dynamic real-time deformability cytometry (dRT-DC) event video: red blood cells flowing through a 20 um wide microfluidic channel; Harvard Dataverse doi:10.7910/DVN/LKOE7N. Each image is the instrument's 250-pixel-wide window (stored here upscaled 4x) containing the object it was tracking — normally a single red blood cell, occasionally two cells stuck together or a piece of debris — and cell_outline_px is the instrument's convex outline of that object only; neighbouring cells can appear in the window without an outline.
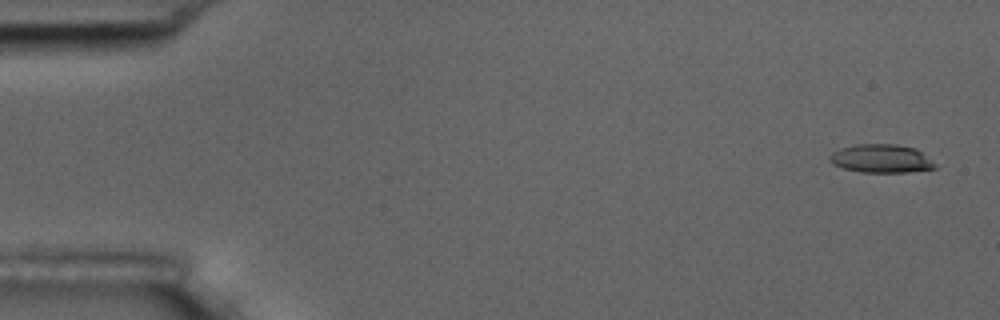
{"species": "common noctule bat (a hibernating species)", "species_latin": "Nyctalus noctula", "temperature_condition": "room temperature", "stored_images_in_passage": 5, "camera_frame_rate_fps": 3000, "um_per_image_px": 0.085, "animal": {"sex": "male", "body_mass_g": 17.5, "forearm_length_mm": 52.3}, "frame": {"image": 1, "passage_image": 1, "time_ms": 0.0, "image_size_px": [1000, 320], "cell_outline_px": [[936, 168], [908, 172], [860, 172], [844, 168], [832, 164], [828, 160], [828, 156], [832, 152], [840, 148], [856, 144], [896, 144], [916, 148], [936, 164]], "centroid_in_image_um": [74.87, 13.47], "position_along_channel_um": 10.1, "area_um2": 17.51}}
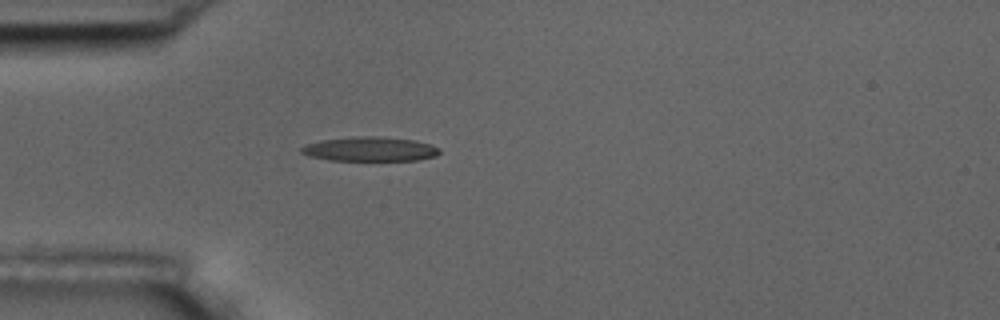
{"frame": {"image": 2, "passage_image": 5, "time_ms": 4.667, "image_size_px": [1000, 320], "cell_outline_px": [[440, 152], [436, 156], [416, 160], [328, 160], [308, 156], [300, 152], [300, 148], [308, 144], [320, 140], [356, 136], [380, 136], [416, 140], [432, 144], [440, 148]], "centroid_in_image_um": [31.47, 12.66], "position_along_channel_um": 53.5, "area_um2": 19.77}}